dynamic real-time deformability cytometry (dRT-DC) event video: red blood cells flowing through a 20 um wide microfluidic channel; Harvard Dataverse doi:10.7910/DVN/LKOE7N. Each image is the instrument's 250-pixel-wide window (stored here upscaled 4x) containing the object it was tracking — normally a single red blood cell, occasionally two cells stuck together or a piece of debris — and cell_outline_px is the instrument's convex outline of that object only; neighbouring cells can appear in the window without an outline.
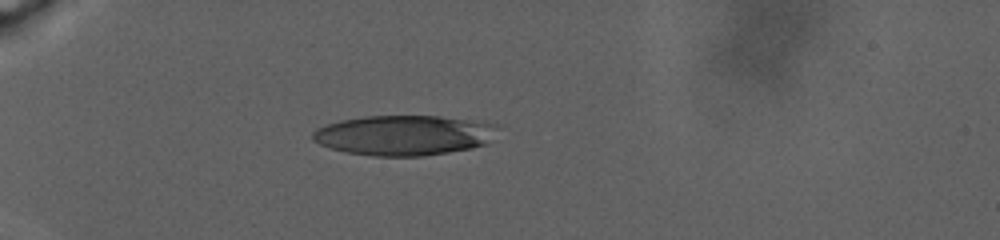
{"species": "human", "species_latin": "Homo sapiens", "temperature_condition": "warm", "stored_images_in_passage": 23, "camera_frame_rate_fps": 3000, "um_per_image_px": 0.085, "donor": {"sex": "male"}, "frame": {"image": 1, "passage_image": 1, "time_ms": 0.0, "image_size_px": [1000, 240], "cell_outline_px": [[500, 128], [488, 144], [472, 148], [448, 152], [420, 156], [372, 156], [348, 152], [332, 148], [320, 144], [312, 140], [312, 132], [316, 128], [340, 120], [364, 116], [440, 116], [488, 120], [500, 124]], "centroid_in_image_um": [34.46, 11.47], "position_along_channel_um": 50.5, "area_um2": 43.93}}
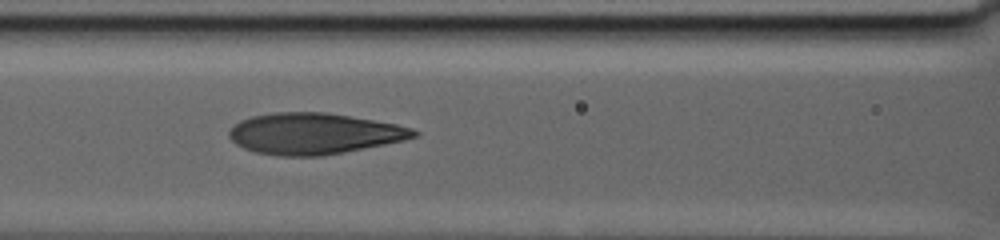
{"frame": {"image": 2, "passage_image": 14, "time_ms": 5.333, "image_size_px": [1000, 240], "cell_outline_px": [[420, 136], [404, 140], [344, 152], [320, 156], [280, 156], [256, 152], [244, 148], [236, 144], [228, 136], [228, 132], [240, 120], [252, 116], [272, 112], [328, 112], [396, 124], [412, 128], [420, 132]], "centroid_in_image_um": [26.7, 11.35], "position_along_channel_um": 139.9, "area_um2": 44.27}}
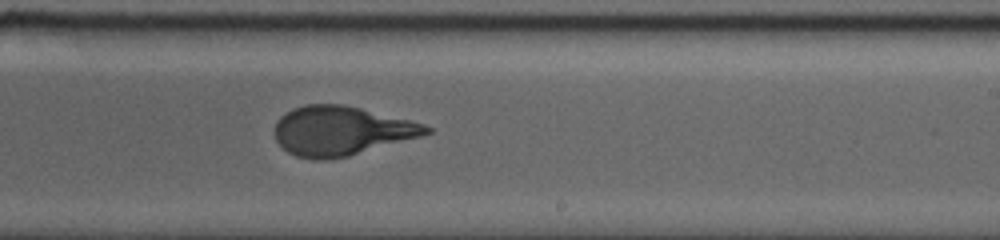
{"frame": {"image": 3, "passage_image": 23, "time_ms": 10.333, "image_size_px": [1000, 240], "cell_outline_px": [[432, 132], [420, 136], [348, 156], [320, 160], [312, 160], [296, 156], [288, 152], [276, 140], [276, 120], [280, 116], [292, 108], [304, 104], [344, 104], [424, 124], [432, 128]], "centroid_in_image_um": [28.96, 11.11], "position_along_channel_um": 260.0, "area_um2": 43.06}}